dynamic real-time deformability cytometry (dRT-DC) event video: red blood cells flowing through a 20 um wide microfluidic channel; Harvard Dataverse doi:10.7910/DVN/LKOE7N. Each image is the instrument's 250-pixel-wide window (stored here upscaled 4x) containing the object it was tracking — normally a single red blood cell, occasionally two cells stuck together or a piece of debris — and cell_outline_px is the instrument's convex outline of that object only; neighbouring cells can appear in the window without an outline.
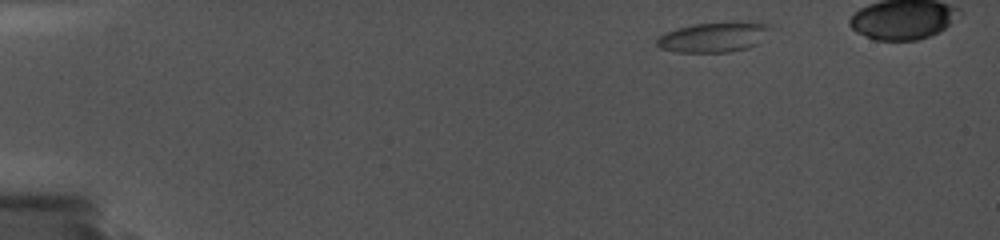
{"species": "common noctule bat (a hibernating species)", "species_latin": "Nyctalus noctula", "temperature_condition": "cold", "stored_images_in_passage": 6, "camera_frame_rate_fps": 5000, "um_per_image_px": 0.085, "animal": {"sex": "female", "body_mass_g": 19.0, "forearm_length_mm": 56.7}, "frame": {"image": 1, "passage_image": 1, "time_ms": 0.0, "image_size_px": [1000, 240], "cell_outline_px": [[768, 28], [756, 44], [748, 48], [728, 52], [676, 52], [660, 48], [656, 44], [656, 40], [660, 36], [668, 32], [680, 28], [696, 24], [768, 24]], "centroid_in_image_um": [60.53, 3.22], "position_along_channel_um": 24.5, "area_um2": 18.5}}